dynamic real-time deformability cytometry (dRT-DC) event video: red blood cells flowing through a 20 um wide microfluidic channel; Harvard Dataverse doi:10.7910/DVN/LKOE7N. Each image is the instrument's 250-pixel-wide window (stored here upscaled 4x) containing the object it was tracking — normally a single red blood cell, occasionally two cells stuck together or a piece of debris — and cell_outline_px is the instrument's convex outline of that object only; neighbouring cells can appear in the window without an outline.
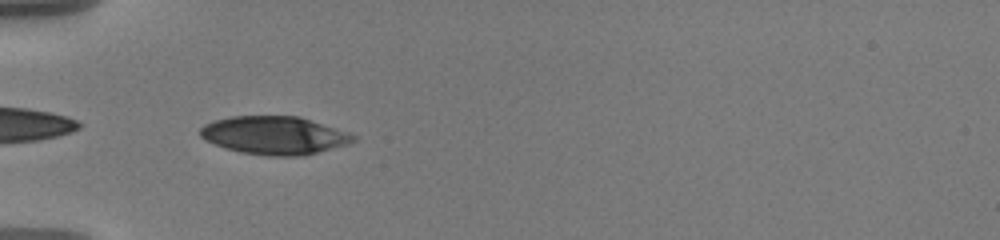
{"species": "human", "species_latin": "Homo sapiens", "temperature_condition": "warm", "stored_images_in_passage": 40, "camera_frame_rate_fps": 3000, "um_per_image_px": 0.085, "donor": {"sex": "male"}, "frame": {"image": 1, "passage_image": 2, "time_ms": 0.333, "image_size_px": [1000, 240], "cell_outline_px": [[356, 140], [348, 144], [304, 156], [268, 156], [240, 152], [216, 144], [200, 136], [200, 128], [204, 124], [216, 120], [232, 116], [300, 116], [348, 132], [356, 136]], "centroid_in_image_um": [23.36, 11.5], "position_along_channel_um": 61.6, "area_um2": 33.87}}
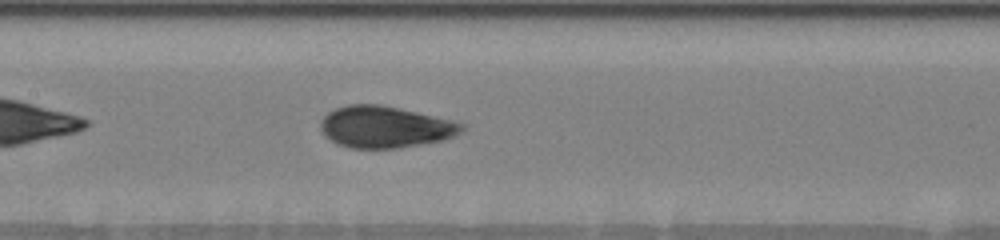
{"frame": {"image": 2, "passage_image": 12, "time_ms": 3.667, "image_size_px": [1000, 240], "cell_outline_px": [[464, 128], [460, 132], [452, 136], [440, 140], [420, 144], [396, 148], [352, 148], [336, 144], [324, 136], [320, 128], [320, 120], [328, 112], [336, 108], [348, 104], [380, 104], [452, 120], [464, 124]], "centroid_in_image_um": [32.66, 10.79], "position_along_channel_um": 174.7, "area_um2": 34.04}}
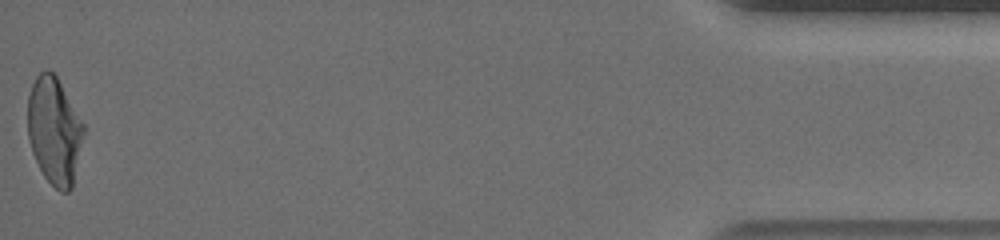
{"frame": {"image": 3, "passage_image": 40, "time_ms": 13.0, "image_size_px": [1000, 240], "cell_outline_px": [[84, 132], [72, 188], [68, 192], [60, 192], [44, 176], [32, 152], [28, 140], [28, 96], [32, 84], [36, 76], [44, 68], [48, 68], [56, 76], [84, 124]], "centroid_in_image_um": [4.6, 11.1], "position_along_channel_um": 430.6, "area_um2": 34.74}, "authors_computed_cell_mechanics": {"area_um2": 34.1309, "velocity_mm_per_s": 3.5955, "shape_relaxation_time_tau1_ms": 6.1179, "shape_relaxation_time_tau2_ms": 0.6866, "deformation_change_tau1": 0.205, "deformation_change_tau2": 0.05}}